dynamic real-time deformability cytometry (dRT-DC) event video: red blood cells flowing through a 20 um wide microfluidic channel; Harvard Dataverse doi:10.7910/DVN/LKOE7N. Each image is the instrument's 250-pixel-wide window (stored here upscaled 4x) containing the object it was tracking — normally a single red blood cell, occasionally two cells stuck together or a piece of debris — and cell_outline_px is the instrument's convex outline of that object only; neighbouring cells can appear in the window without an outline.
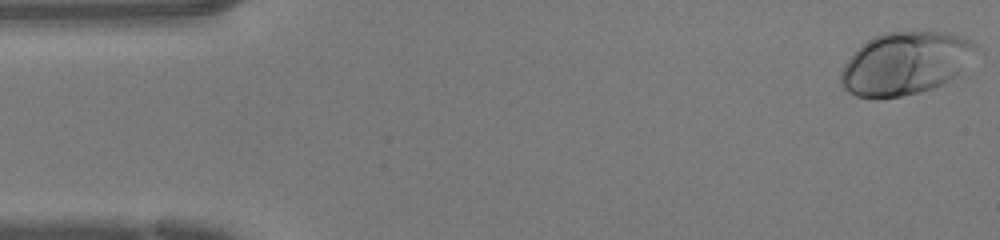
{"species": "human", "species_latin": "Homo sapiens", "temperature_condition": "warm", "stored_images_in_passage": 47, "camera_frame_rate_fps": 3000, "um_per_image_px": 0.085, "donor": {"sex": "female"}, "frame": {"image": 1, "passage_image": 1, "time_ms": 0.0, "image_size_px": [1000, 240], "cell_outline_px": [[984, 52], [948, 80], [932, 88], [920, 92], [900, 96], [876, 100], [856, 96], [848, 92], [840, 84], [840, 72], [844, 64], [868, 40], [884, 32], [948, 32], [964, 36], [972, 40]], "centroid_in_image_um": [77.02, 5.39], "position_along_channel_um": 8.0, "area_um2": 49.88}}
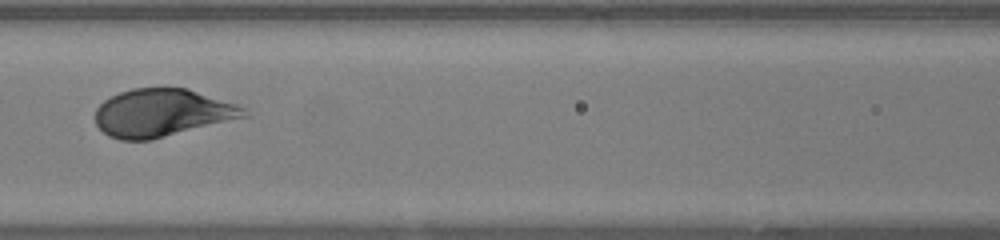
{"frame": {"image": 2, "passage_image": 20, "time_ms": 6.333, "image_size_px": [1000, 240], "cell_outline_px": [[248, 116], [152, 140], [120, 140], [108, 136], [96, 124], [96, 108], [104, 100], [120, 92], [132, 88], [188, 88], [236, 104], [244, 108]], "centroid_in_image_um": [13.76, 9.59], "position_along_channel_um": 152.8, "area_um2": 41.21}}
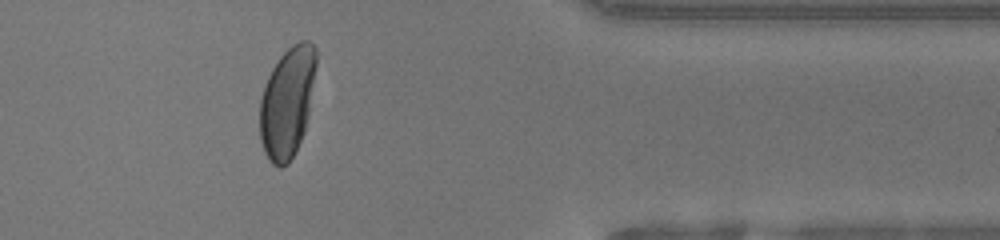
{"frame": {"image": 3, "passage_image": 38, "time_ms": 12.333, "image_size_px": [1000, 240], "cell_outline_px": [[316, 64], [308, 112], [304, 132], [288, 164], [280, 168], [272, 164], [268, 160], [264, 152], [260, 140], [260, 100], [264, 84], [272, 68], [280, 56], [292, 44], [300, 40], [308, 40], [316, 48]], "centroid_in_image_um": [24.39, 8.68], "position_along_channel_um": 387.0, "area_um2": 36.07}, "authors_computed_cell_mechanics": {"area_um2": 42.7142, "velocity_mm_per_s": 4.2739, "shape_relaxation_time_tau1_ms": 3.1622, "shape_relaxation_time_tau2_ms": null, "deformation_change_tau1": 0.174, "deformation_change_tau2": null}}